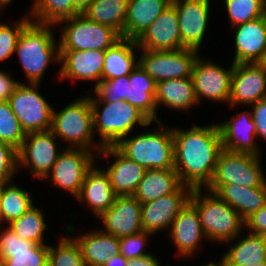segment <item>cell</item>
I'll return each mask as SVG.
<instances>
[{"instance_id":"cell-29","label":"cell","mask_w":266,"mask_h":266,"mask_svg":"<svg viewBox=\"0 0 266 266\" xmlns=\"http://www.w3.org/2000/svg\"><path fill=\"white\" fill-rule=\"evenodd\" d=\"M79 244L85 266H103L110 256L120 254L119 238L102 230L74 238Z\"/></svg>"},{"instance_id":"cell-27","label":"cell","mask_w":266,"mask_h":266,"mask_svg":"<svg viewBox=\"0 0 266 266\" xmlns=\"http://www.w3.org/2000/svg\"><path fill=\"white\" fill-rule=\"evenodd\" d=\"M172 0H128L124 38L137 40Z\"/></svg>"},{"instance_id":"cell-24","label":"cell","mask_w":266,"mask_h":266,"mask_svg":"<svg viewBox=\"0 0 266 266\" xmlns=\"http://www.w3.org/2000/svg\"><path fill=\"white\" fill-rule=\"evenodd\" d=\"M114 157L115 161L107 168L114 193L133 195L143 178L145 169L135 161L128 159L115 146L103 147L98 156Z\"/></svg>"},{"instance_id":"cell-25","label":"cell","mask_w":266,"mask_h":266,"mask_svg":"<svg viewBox=\"0 0 266 266\" xmlns=\"http://www.w3.org/2000/svg\"><path fill=\"white\" fill-rule=\"evenodd\" d=\"M206 188L227 202L244 220L266 204V182L261 187L227 184L208 185Z\"/></svg>"},{"instance_id":"cell-17","label":"cell","mask_w":266,"mask_h":266,"mask_svg":"<svg viewBox=\"0 0 266 266\" xmlns=\"http://www.w3.org/2000/svg\"><path fill=\"white\" fill-rule=\"evenodd\" d=\"M139 49L168 51L185 48L182 45L175 6L170 3L136 40Z\"/></svg>"},{"instance_id":"cell-41","label":"cell","mask_w":266,"mask_h":266,"mask_svg":"<svg viewBox=\"0 0 266 266\" xmlns=\"http://www.w3.org/2000/svg\"><path fill=\"white\" fill-rule=\"evenodd\" d=\"M129 81V75H125L111 80H101L93 88L98 97L95 98L89 96L90 101H126L128 87L130 86Z\"/></svg>"},{"instance_id":"cell-7","label":"cell","mask_w":266,"mask_h":266,"mask_svg":"<svg viewBox=\"0 0 266 266\" xmlns=\"http://www.w3.org/2000/svg\"><path fill=\"white\" fill-rule=\"evenodd\" d=\"M63 24L60 50H106L122 37L112 27L89 20L78 14L59 22Z\"/></svg>"},{"instance_id":"cell-53","label":"cell","mask_w":266,"mask_h":266,"mask_svg":"<svg viewBox=\"0 0 266 266\" xmlns=\"http://www.w3.org/2000/svg\"><path fill=\"white\" fill-rule=\"evenodd\" d=\"M203 266H224L221 262H218V263H208L206 265H203Z\"/></svg>"},{"instance_id":"cell-42","label":"cell","mask_w":266,"mask_h":266,"mask_svg":"<svg viewBox=\"0 0 266 266\" xmlns=\"http://www.w3.org/2000/svg\"><path fill=\"white\" fill-rule=\"evenodd\" d=\"M31 20L24 17L14 24L11 28L7 24L0 23V61L8 59L15 51L17 39L23 27Z\"/></svg>"},{"instance_id":"cell-31","label":"cell","mask_w":266,"mask_h":266,"mask_svg":"<svg viewBox=\"0 0 266 266\" xmlns=\"http://www.w3.org/2000/svg\"><path fill=\"white\" fill-rule=\"evenodd\" d=\"M129 79L126 102L137 107L152 122L160 121L156 113V82L139 65L129 74Z\"/></svg>"},{"instance_id":"cell-46","label":"cell","mask_w":266,"mask_h":266,"mask_svg":"<svg viewBox=\"0 0 266 266\" xmlns=\"http://www.w3.org/2000/svg\"><path fill=\"white\" fill-rule=\"evenodd\" d=\"M249 232L266 236V204L245 220Z\"/></svg>"},{"instance_id":"cell-13","label":"cell","mask_w":266,"mask_h":266,"mask_svg":"<svg viewBox=\"0 0 266 266\" xmlns=\"http://www.w3.org/2000/svg\"><path fill=\"white\" fill-rule=\"evenodd\" d=\"M221 67L222 65L214 64L200 57L194 62L191 78L198 104L202 102L201 99L208 98V100L228 102L229 105L234 63L228 70Z\"/></svg>"},{"instance_id":"cell-30","label":"cell","mask_w":266,"mask_h":266,"mask_svg":"<svg viewBox=\"0 0 266 266\" xmlns=\"http://www.w3.org/2000/svg\"><path fill=\"white\" fill-rule=\"evenodd\" d=\"M139 47L136 40L121 38L105 50L102 80H111L129 75L138 65L134 49Z\"/></svg>"},{"instance_id":"cell-32","label":"cell","mask_w":266,"mask_h":266,"mask_svg":"<svg viewBox=\"0 0 266 266\" xmlns=\"http://www.w3.org/2000/svg\"><path fill=\"white\" fill-rule=\"evenodd\" d=\"M156 107L164 105L175 110H188L198 104L191 77L170 79L156 83Z\"/></svg>"},{"instance_id":"cell-10","label":"cell","mask_w":266,"mask_h":266,"mask_svg":"<svg viewBox=\"0 0 266 266\" xmlns=\"http://www.w3.org/2000/svg\"><path fill=\"white\" fill-rule=\"evenodd\" d=\"M139 66L157 83L191 77L198 51L190 48L168 51L140 49Z\"/></svg>"},{"instance_id":"cell-15","label":"cell","mask_w":266,"mask_h":266,"mask_svg":"<svg viewBox=\"0 0 266 266\" xmlns=\"http://www.w3.org/2000/svg\"><path fill=\"white\" fill-rule=\"evenodd\" d=\"M266 98V70L259 63H237L231 76L229 104L251 105Z\"/></svg>"},{"instance_id":"cell-2","label":"cell","mask_w":266,"mask_h":266,"mask_svg":"<svg viewBox=\"0 0 266 266\" xmlns=\"http://www.w3.org/2000/svg\"><path fill=\"white\" fill-rule=\"evenodd\" d=\"M52 24H42L32 19L23 27L14 53L19 57L29 83H41L51 61L60 63V49Z\"/></svg>"},{"instance_id":"cell-8","label":"cell","mask_w":266,"mask_h":266,"mask_svg":"<svg viewBox=\"0 0 266 266\" xmlns=\"http://www.w3.org/2000/svg\"><path fill=\"white\" fill-rule=\"evenodd\" d=\"M39 83H19L9 98L10 106L23 131L34 133L51 130L53 107L37 90Z\"/></svg>"},{"instance_id":"cell-23","label":"cell","mask_w":266,"mask_h":266,"mask_svg":"<svg viewBox=\"0 0 266 266\" xmlns=\"http://www.w3.org/2000/svg\"><path fill=\"white\" fill-rule=\"evenodd\" d=\"M169 234L179 255L183 257L192 256L202 238L206 239L198 212L190 202L179 211L171 223Z\"/></svg>"},{"instance_id":"cell-20","label":"cell","mask_w":266,"mask_h":266,"mask_svg":"<svg viewBox=\"0 0 266 266\" xmlns=\"http://www.w3.org/2000/svg\"><path fill=\"white\" fill-rule=\"evenodd\" d=\"M104 50H60L59 77L62 79L96 81L102 80Z\"/></svg>"},{"instance_id":"cell-50","label":"cell","mask_w":266,"mask_h":266,"mask_svg":"<svg viewBox=\"0 0 266 266\" xmlns=\"http://www.w3.org/2000/svg\"><path fill=\"white\" fill-rule=\"evenodd\" d=\"M92 0H71L73 6L82 14Z\"/></svg>"},{"instance_id":"cell-16","label":"cell","mask_w":266,"mask_h":266,"mask_svg":"<svg viewBox=\"0 0 266 266\" xmlns=\"http://www.w3.org/2000/svg\"><path fill=\"white\" fill-rule=\"evenodd\" d=\"M175 6L182 45L199 51L207 28L210 0H172Z\"/></svg>"},{"instance_id":"cell-47","label":"cell","mask_w":266,"mask_h":266,"mask_svg":"<svg viewBox=\"0 0 266 266\" xmlns=\"http://www.w3.org/2000/svg\"><path fill=\"white\" fill-rule=\"evenodd\" d=\"M19 83L12 79L10 74L0 70V102L9 101L10 96Z\"/></svg>"},{"instance_id":"cell-21","label":"cell","mask_w":266,"mask_h":266,"mask_svg":"<svg viewBox=\"0 0 266 266\" xmlns=\"http://www.w3.org/2000/svg\"><path fill=\"white\" fill-rule=\"evenodd\" d=\"M232 28L236 29L233 63L260 62L266 51V14Z\"/></svg>"},{"instance_id":"cell-14","label":"cell","mask_w":266,"mask_h":266,"mask_svg":"<svg viewBox=\"0 0 266 266\" xmlns=\"http://www.w3.org/2000/svg\"><path fill=\"white\" fill-rule=\"evenodd\" d=\"M193 189L182 185L176 192L141 205L142 229L155 234L169 229L179 211L187 205Z\"/></svg>"},{"instance_id":"cell-6","label":"cell","mask_w":266,"mask_h":266,"mask_svg":"<svg viewBox=\"0 0 266 266\" xmlns=\"http://www.w3.org/2000/svg\"><path fill=\"white\" fill-rule=\"evenodd\" d=\"M51 131L55 137L69 142L71 148H95L98 153L103 148L100 143H93L95 132L89 96L78 98L58 112L53 108Z\"/></svg>"},{"instance_id":"cell-34","label":"cell","mask_w":266,"mask_h":266,"mask_svg":"<svg viewBox=\"0 0 266 266\" xmlns=\"http://www.w3.org/2000/svg\"><path fill=\"white\" fill-rule=\"evenodd\" d=\"M128 0H92L82 13L89 20L115 29L124 38Z\"/></svg>"},{"instance_id":"cell-1","label":"cell","mask_w":266,"mask_h":266,"mask_svg":"<svg viewBox=\"0 0 266 266\" xmlns=\"http://www.w3.org/2000/svg\"><path fill=\"white\" fill-rule=\"evenodd\" d=\"M174 170L183 185L203 189L212 180L219 154L223 150L218 124L190 129H172Z\"/></svg>"},{"instance_id":"cell-18","label":"cell","mask_w":266,"mask_h":266,"mask_svg":"<svg viewBox=\"0 0 266 266\" xmlns=\"http://www.w3.org/2000/svg\"><path fill=\"white\" fill-rule=\"evenodd\" d=\"M141 205L133 195L116 196L113 205L99 217L105 228L102 231L117 238L143 231Z\"/></svg>"},{"instance_id":"cell-33","label":"cell","mask_w":266,"mask_h":266,"mask_svg":"<svg viewBox=\"0 0 266 266\" xmlns=\"http://www.w3.org/2000/svg\"><path fill=\"white\" fill-rule=\"evenodd\" d=\"M223 255L224 266H247L266 261V236L249 232Z\"/></svg>"},{"instance_id":"cell-4","label":"cell","mask_w":266,"mask_h":266,"mask_svg":"<svg viewBox=\"0 0 266 266\" xmlns=\"http://www.w3.org/2000/svg\"><path fill=\"white\" fill-rule=\"evenodd\" d=\"M140 133L122 138L115 147L128 159L146 169H174V140L172 128ZM163 129V130H162Z\"/></svg>"},{"instance_id":"cell-55","label":"cell","mask_w":266,"mask_h":266,"mask_svg":"<svg viewBox=\"0 0 266 266\" xmlns=\"http://www.w3.org/2000/svg\"><path fill=\"white\" fill-rule=\"evenodd\" d=\"M0 266H6L4 259L0 256Z\"/></svg>"},{"instance_id":"cell-35","label":"cell","mask_w":266,"mask_h":266,"mask_svg":"<svg viewBox=\"0 0 266 266\" xmlns=\"http://www.w3.org/2000/svg\"><path fill=\"white\" fill-rule=\"evenodd\" d=\"M34 206L29 193L16 184L0 185V213L2 221L7 224L20 218L25 212Z\"/></svg>"},{"instance_id":"cell-37","label":"cell","mask_w":266,"mask_h":266,"mask_svg":"<svg viewBox=\"0 0 266 266\" xmlns=\"http://www.w3.org/2000/svg\"><path fill=\"white\" fill-rule=\"evenodd\" d=\"M42 211L34 205L20 218L11 221L8 227L24 240L32 241L35 244H44V230L47 225L44 223Z\"/></svg>"},{"instance_id":"cell-54","label":"cell","mask_w":266,"mask_h":266,"mask_svg":"<svg viewBox=\"0 0 266 266\" xmlns=\"http://www.w3.org/2000/svg\"><path fill=\"white\" fill-rule=\"evenodd\" d=\"M247 266H266V261L258 263V264L247 265Z\"/></svg>"},{"instance_id":"cell-51","label":"cell","mask_w":266,"mask_h":266,"mask_svg":"<svg viewBox=\"0 0 266 266\" xmlns=\"http://www.w3.org/2000/svg\"><path fill=\"white\" fill-rule=\"evenodd\" d=\"M13 0H0V10L5 9V6L9 5Z\"/></svg>"},{"instance_id":"cell-44","label":"cell","mask_w":266,"mask_h":266,"mask_svg":"<svg viewBox=\"0 0 266 266\" xmlns=\"http://www.w3.org/2000/svg\"><path fill=\"white\" fill-rule=\"evenodd\" d=\"M17 171V149L8 143L0 141V185L11 182V178Z\"/></svg>"},{"instance_id":"cell-43","label":"cell","mask_w":266,"mask_h":266,"mask_svg":"<svg viewBox=\"0 0 266 266\" xmlns=\"http://www.w3.org/2000/svg\"><path fill=\"white\" fill-rule=\"evenodd\" d=\"M153 234L141 231L137 234L128 235L119 238V249L126 259L143 257L151 254L150 252H144V247L147 243V239Z\"/></svg>"},{"instance_id":"cell-9","label":"cell","mask_w":266,"mask_h":266,"mask_svg":"<svg viewBox=\"0 0 266 266\" xmlns=\"http://www.w3.org/2000/svg\"><path fill=\"white\" fill-rule=\"evenodd\" d=\"M260 157L223 149L209 185L235 184L243 187H261L266 178L260 166Z\"/></svg>"},{"instance_id":"cell-38","label":"cell","mask_w":266,"mask_h":266,"mask_svg":"<svg viewBox=\"0 0 266 266\" xmlns=\"http://www.w3.org/2000/svg\"><path fill=\"white\" fill-rule=\"evenodd\" d=\"M224 3L232 27L266 14V0H225Z\"/></svg>"},{"instance_id":"cell-5","label":"cell","mask_w":266,"mask_h":266,"mask_svg":"<svg viewBox=\"0 0 266 266\" xmlns=\"http://www.w3.org/2000/svg\"><path fill=\"white\" fill-rule=\"evenodd\" d=\"M90 104L93 111L94 131L99 133L102 147L115 146L131 133L137 123L141 126H149L152 123L137 107L123 100L90 101Z\"/></svg>"},{"instance_id":"cell-49","label":"cell","mask_w":266,"mask_h":266,"mask_svg":"<svg viewBox=\"0 0 266 266\" xmlns=\"http://www.w3.org/2000/svg\"><path fill=\"white\" fill-rule=\"evenodd\" d=\"M126 263L127 259L122 254H118L110 256L103 266H126Z\"/></svg>"},{"instance_id":"cell-52","label":"cell","mask_w":266,"mask_h":266,"mask_svg":"<svg viewBox=\"0 0 266 266\" xmlns=\"http://www.w3.org/2000/svg\"><path fill=\"white\" fill-rule=\"evenodd\" d=\"M266 70V51H265V54H264V57L263 59L259 62Z\"/></svg>"},{"instance_id":"cell-28","label":"cell","mask_w":266,"mask_h":266,"mask_svg":"<svg viewBox=\"0 0 266 266\" xmlns=\"http://www.w3.org/2000/svg\"><path fill=\"white\" fill-rule=\"evenodd\" d=\"M182 185L174 169H146L133 196L144 204L174 193Z\"/></svg>"},{"instance_id":"cell-19","label":"cell","mask_w":266,"mask_h":266,"mask_svg":"<svg viewBox=\"0 0 266 266\" xmlns=\"http://www.w3.org/2000/svg\"><path fill=\"white\" fill-rule=\"evenodd\" d=\"M48 255L49 245L24 240L9 227L0 233V256L6 266H48Z\"/></svg>"},{"instance_id":"cell-26","label":"cell","mask_w":266,"mask_h":266,"mask_svg":"<svg viewBox=\"0 0 266 266\" xmlns=\"http://www.w3.org/2000/svg\"><path fill=\"white\" fill-rule=\"evenodd\" d=\"M116 196L108 173L93 165L87 171L80 194L76 199L80 202L86 201L94 215L100 217L113 205Z\"/></svg>"},{"instance_id":"cell-39","label":"cell","mask_w":266,"mask_h":266,"mask_svg":"<svg viewBox=\"0 0 266 266\" xmlns=\"http://www.w3.org/2000/svg\"><path fill=\"white\" fill-rule=\"evenodd\" d=\"M48 266H85L81 248L76 240L61 237L57 248L49 245Z\"/></svg>"},{"instance_id":"cell-36","label":"cell","mask_w":266,"mask_h":266,"mask_svg":"<svg viewBox=\"0 0 266 266\" xmlns=\"http://www.w3.org/2000/svg\"><path fill=\"white\" fill-rule=\"evenodd\" d=\"M30 17L42 24H59L60 21L81 14L71 0H33Z\"/></svg>"},{"instance_id":"cell-3","label":"cell","mask_w":266,"mask_h":266,"mask_svg":"<svg viewBox=\"0 0 266 266\" xmlns=\"http://www.w3.org/2000/svg\"><path fill=\"white\" fill-rule=\"evenodd\" d=\"M189 202L198 212L207 240L230 243L240 238L238 234L244 228L245 220L215 193L209 191L207 196H202L201 189H193Z\"/></svg>"},{"instance_id":"cell-22","label":"cell","mask_w":266,"mask_h":266,"mask_svg":"<svg viewBox=\"0 0 266 266\" xmlns=\"http://www.w3.org/2000/svg\"><path fill=\"white\" fill-rule=\"evenodd\" d=\"M223 149L231 152L250 153L261 156L257 144L256 125L250 111H243L230 120L218 124Z\"/></svg>"},{"instance_id":"cell-40","label":"cell","mask_w":266,"mask_h":266,"mask_svg":"<svg viewBox=\"0 0 266 266\" xmlns=\"http://www.w3.org/2000/svg\"><path fill=\"white\" fill-rule=\"evenodd\" d=\"M26 137L9 101L0 102V141L12 145L17 150Z\"/></svg>"},{"instance_id":"cell-12","label":"cell","mask_w":266,"mask_h":266,"mask_svg":"<svg viewBox=\"0 0 266 266\" xmlns=\"http://www.w3.org/2000/svg\"><path fill=\"white\" fill-rule=\"evenodd\" d=\"M56 141L51 130L26 134L17 150L18 168L20 165L30 168L35 177L45 179L61 153Z\"/></svg>"},{"instance_id":"cell-48","label":"cell","mask_w":266,"mask_h":266,"mask_svg":"<svg viewBox=\"0 0 266 266\" xmlns=\"http://www.w3.org/2000/svg\"><path fill=\"white\" fill-rule=\"evenodd\" d=\"M126 266H161L158 259L153 255H145L143 257L127 259Z\"/></svg>"},{"instance_id":"cell-45","label":"cell","mask_w":266,"mask_h":266,"mask_svg":"<svg viewBox=\"0 0 266 266\" xmlns=\"http://www.w3.org/2000/svg\"><path fill=\"white\" fill-rule=\"evenodd\" d=\"M252 119L256 125V137L266 141V98L252 104Z\"/></svg>"},{"instance_id":"cell-11","label":"cell","mask_w":266,"mask_h":266,"mask_svg":"<svg viewBox=\"0 0 266 266\" xmlns=\"http://www.w3.org/2000/svg\"><path fill=\"white\" fill-rule=\"evenodd\" d=\"M92 153L91 150L84 148L66 147L57 157L45 179L52 177L50 179L55 187L64 189L77 198L87 171L94 165Z\"/></svg>"}]
</instances>
